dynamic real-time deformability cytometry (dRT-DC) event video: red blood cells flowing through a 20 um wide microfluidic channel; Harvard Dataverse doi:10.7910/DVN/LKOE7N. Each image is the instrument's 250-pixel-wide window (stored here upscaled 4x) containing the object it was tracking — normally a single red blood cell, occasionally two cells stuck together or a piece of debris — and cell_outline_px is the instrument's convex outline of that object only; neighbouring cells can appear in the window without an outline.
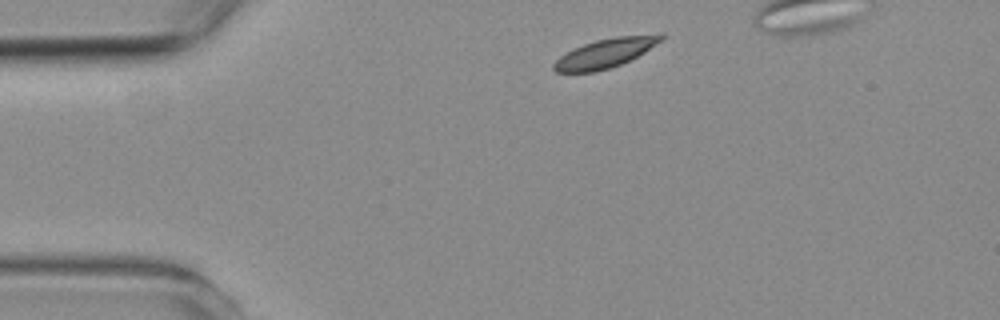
{"species": "common noctule bat (a hibernating species)", "species_latin": "Nyctalus noctula", "temperature_condition": "room temperature", "stored_images_in_passage": 5, "camera_frame_rate_fps": 3000, "um_per_image_px": 0.085, "animal": {"sex": "female", "body_mass_g": 19.3, "forearm_length_mm": 54.1}, "frame": {"image": 1, "passage_image": 1, "time_ms": 0.0, "image_size_px": [1000, 320], "cell_outline_px": [[664, 40], [644, 52], [620, 64], [596, 72], [556, 72], [552, 68], [552, 64], [560, 56], [584, 44], [596, 40], [616, 36], [660, 32], [664, 32]], "centroid_in_image_um": [51.53, 4.48], "position_along_channel_um": 33.5, "area_um2": 18.32}}
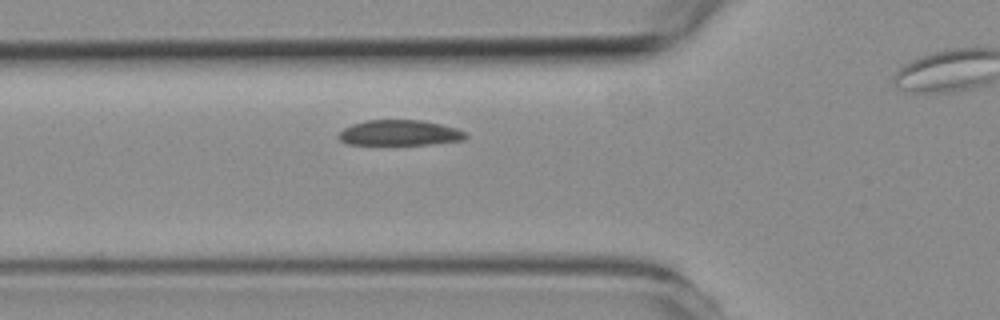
{"frame": {"image": 2, "passage_image": 4, "time_ms": 3.333, "image_size_px": [1000, 320], "cell_outline_px": [[468, 136], [464, 140], [432, 144], [348, 144], [340, 140], [336, 136], [344, 128], [352, 124], [364, 120], [420, 120], [440, 124], [456, 128], [468, 132]], "centroid_in_image_um": [33.99, 11.29], "position_along_channel_um": 91.8, "area_um2": 18.9}}